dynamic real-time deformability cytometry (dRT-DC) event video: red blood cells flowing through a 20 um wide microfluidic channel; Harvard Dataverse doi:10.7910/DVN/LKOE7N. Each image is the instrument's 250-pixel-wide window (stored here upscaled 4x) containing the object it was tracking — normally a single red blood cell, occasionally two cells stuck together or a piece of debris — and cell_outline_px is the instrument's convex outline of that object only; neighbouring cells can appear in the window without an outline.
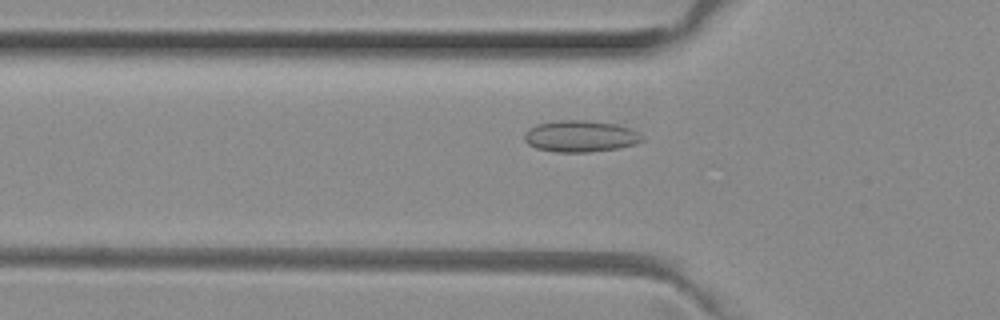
{"species": "common noctule bat (a hibernating species)", "species_latin": "Nyctalus noctula", "temperature_condition": "room temperature", "stored_images_in_passage": 52, "camera_frame_rate_fps": 3000, "um_per_image_px": 0.085, "animal": {"sex": "female", "body_mass_g": 29.2, "forearm_length_mm": 56.3}, "frame": {"image": 1, "passage_image": 17, "time_ms": 5.333, "image_size_px": [1000, 320], "cell_outline_px": [[644, 140], [636, 144], [620, 148], [588, 152], [556, 152], [536, 148], [528, 144], [524, 140], [524, 132], [528, 128], [536, 124], [556, 120], [592, 120], [616, 124], [628, 128], [644, 136]], "centroid_in_image_um": [49.32, 11.57], "position_along_channel_um": 76.5, "area_um2": 21.91}}
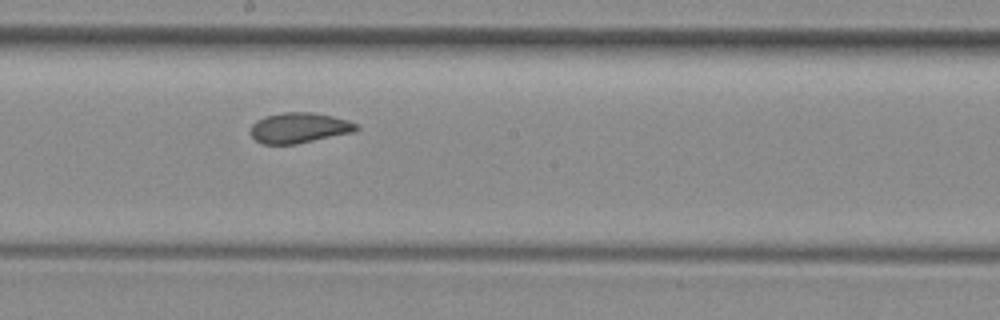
{"frame": {"image": 2, "passage_image": 28, "time_ms": 9.0, "image_size_px": [1000, 320], "cell_outline_px": [[360, 128], [356, 132], [296, 144], [264, 144], [256, 140], [248, 132], [252, 124], [256, 120], [264, 116], [284, 112], [312, 112], [332, 116], [348, 120], [356, 124]], "centroid_in_image_um": [25.43, 10.87], "position_along_channel_um": 222.8, "area_um2": 18.96}}
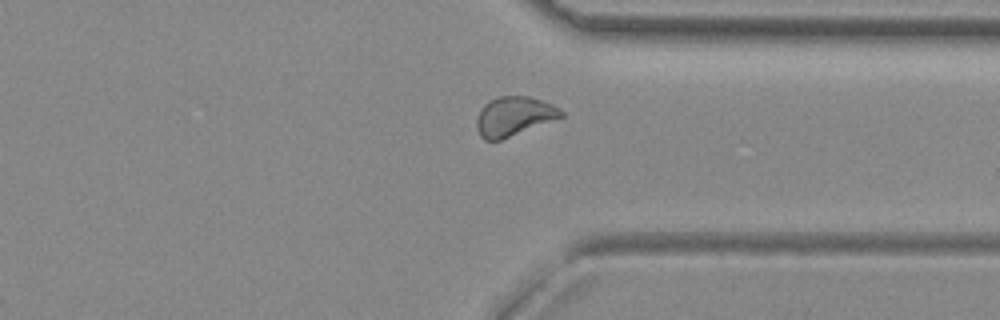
{"frame": {"image": 3, "passage_image": 39, "time_ms": 12.667, "image_size_px": [1000, 320], "cell_outline_px": [[564, 116], [500, 140], [484, 140], [480, 136], [476, 128], [476, 120], [480, 108], [488, 100], [496, 96], [528, 96], [540, 100], [560, 108], [564, 112]], "centroid_in_image_um": [43.64, 9.87], "position_along_channel_um": 367.8, "area_um2": 19.31}, "authors_computed_cell_mechanics": {"area_um2": 19.5075, "velocity_mm_per_s": 3.9839, "shape_relaxation_time_tau1_ms": null, "shape_relaxation_time_tau2_ms": 1.5897, "deformation_change_tau1": null, "deformation_change_tau2": 0.0631}}